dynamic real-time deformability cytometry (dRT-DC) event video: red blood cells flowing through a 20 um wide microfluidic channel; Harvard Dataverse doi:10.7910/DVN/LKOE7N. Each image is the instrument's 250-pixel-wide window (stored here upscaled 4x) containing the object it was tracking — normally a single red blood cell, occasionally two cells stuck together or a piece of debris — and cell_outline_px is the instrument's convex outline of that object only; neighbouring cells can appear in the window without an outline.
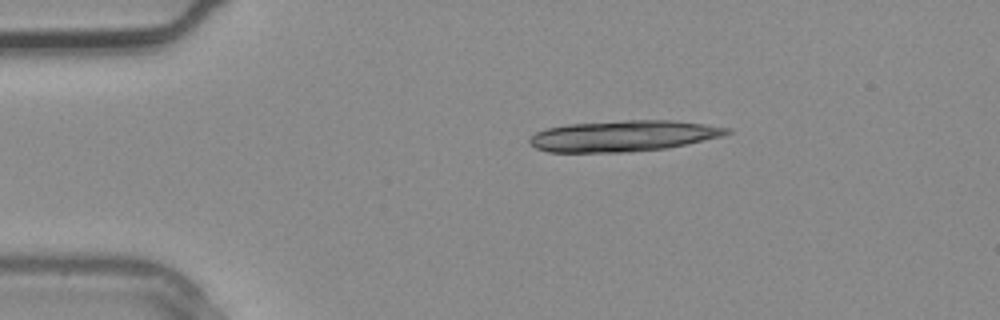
{"species": "common noctule bat (a hibernating species)", "species_latin": "Nyctalus noctula", "temperature_condition": "warm", "stored_images_in_passage": 2, "camera_frame_rate_fps": 3000, "um_per_image_px": 0.085, "animal": {"sex": "male", "body_mass_g": 20.4}, "frame": {"image": 1, "passage_image": 2, "time_ms": 0.333, "image_size_px": [1000, 320], "cell_outline_px": [[732, 132], [724, 136], [688, 144], [664, 148], [628, 152], [548, 152], [536, 148], [528, 140], [536, 132], [548, 128], [568, 124], [624, 120], [672, 120], [704, 124], [732, 128]], "centroid_in_image_um": [53.03, 11.55], "position_along_channel_um": 32.0, "area_um2": 35.66}}